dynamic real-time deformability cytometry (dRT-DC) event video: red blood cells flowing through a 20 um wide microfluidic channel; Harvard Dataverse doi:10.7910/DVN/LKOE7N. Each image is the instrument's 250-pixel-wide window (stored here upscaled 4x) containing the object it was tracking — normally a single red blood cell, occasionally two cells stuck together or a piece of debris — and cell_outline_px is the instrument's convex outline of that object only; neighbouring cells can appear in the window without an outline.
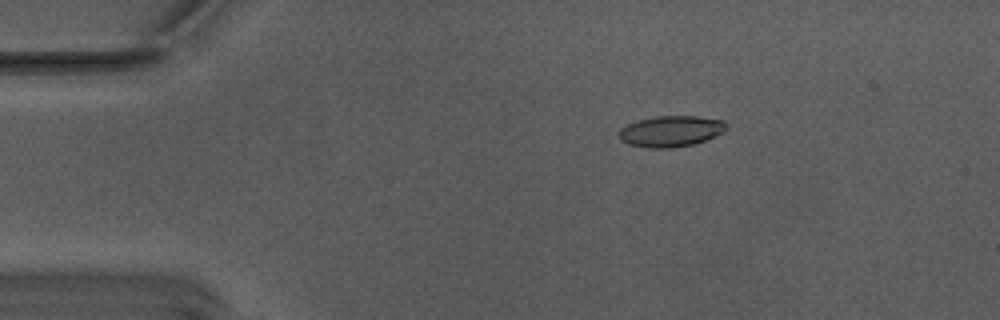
{"species": "Egyptian fruit bat (a non-hibernating species)", "species_latin": "Rousettus aegyptiacus", "temperature_condition": "warm", "stored_images_in_passage": 46, "camera_frame_rate_fps": 3000, "um_per_image_px": 0.085, "animal": {"sex": "male"}, "frame": {"image": 1, "passage_image": 1, "time_ms": 0.0, "image_size_px": [1000, 320], "cell_outline_px": [[724, 132], [704, 140], [692, 144], [668, 148], [648, 148], [628, 144], [620, 140], [616, 132], [620, 128], [636, 120], [656, 116], [696, 116], [724, 120]], "centroid_in_image_um": [56.94, 11.15], "position_along_channel_um": 28.1, "area_um2": 19.36}}
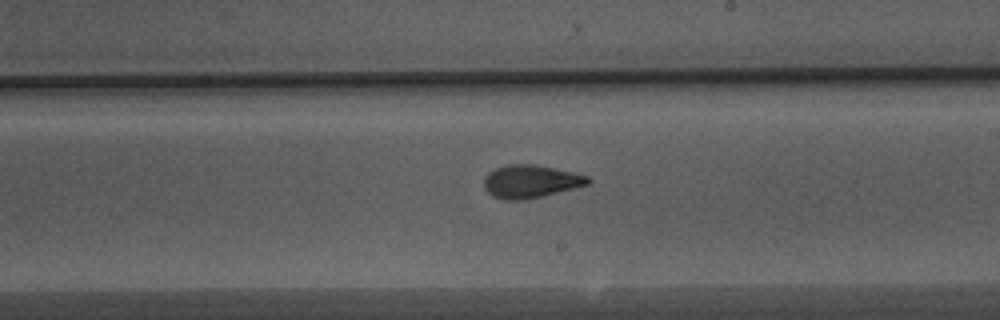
{"frame": {"image": 2, "passage_image": 23, "time_ms": 7.333, "image_size_px": [1000, 320], "cell_outline_px": [[592, 180], [588, 184], [524, 200], [504, 200], [492, 196], [484, 188], [484, 176], [488, 172], [496, 168], [508, 164], [532, 164], [572, 172], [588, 176]], "centroid_in_image_um": [45.05, 15.42], "position_along_channel_um": 244.0, "area_um2": 19.71}}
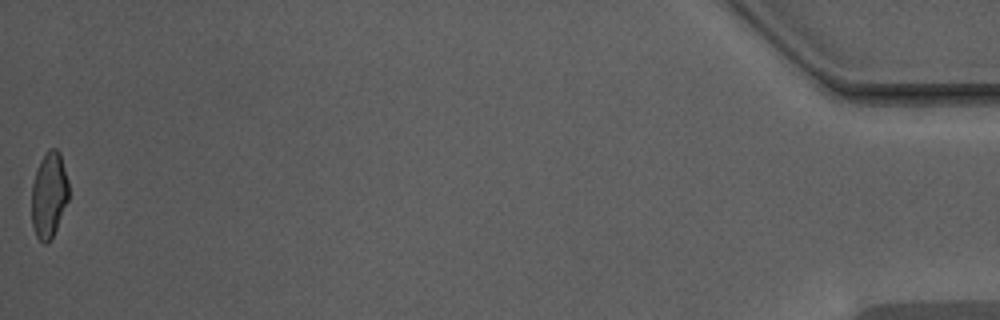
{"frame": {"image": 3, "passage_image": 46, "time_ms": 15.0, "image_size_px": [1000, 320], "cell_outline_px": [[68, 200], [56, 228], [48, 244], [44, 244], [36, 236], [32, 224], [32, 184], [40, 160], [48, 148], [56, 148], [60, 152], [68, 180]], "centroid_in_image_um": [4.16, 16.55], "position_along_channel_um": 431.0, "area_um2": 18.44}, "authors_computed_cell_mechanics": {"area_um2": 19.5364, "velocity_mm_per_s": 3.798, "shape_relaxation_time_tau1_ms": 6.4937, "shape_relaxation_time_tau2_ms": 1.3479, "deformation_change_tau1": 0.1842, "deformation_change_tau2": 0.0747}}